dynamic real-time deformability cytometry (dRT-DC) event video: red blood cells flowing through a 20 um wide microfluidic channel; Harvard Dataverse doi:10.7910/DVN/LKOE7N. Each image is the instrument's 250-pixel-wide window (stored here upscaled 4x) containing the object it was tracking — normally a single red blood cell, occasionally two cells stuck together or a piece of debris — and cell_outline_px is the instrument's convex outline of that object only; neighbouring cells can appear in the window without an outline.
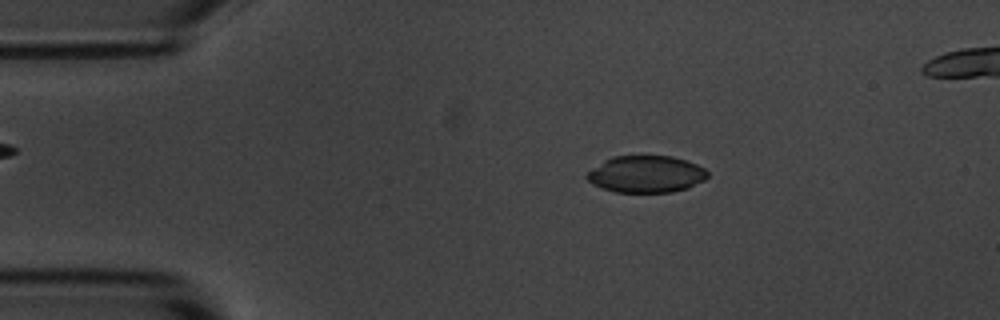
{"species": "common noctule bat (a hibernating species)", "species_latin": "Nyctalus noctula", "temperature_condition": "room temperature", "stored_images_in_passage": 6, "camera_frame_rate_fps": 3000, "um_per_image_px": 0.085, "animal": {"sex": "male", "body_mass_g": 20.1, "forearm_length_mm": 53.5}, "frame": {"image": 1, "passage_image": 2, "time_ms": 1.0, "image_size_px": [1000, 320], "cell_outline_px": [[708, 176], [704, 180], [688, 188], [672, 192], [616, 192], [600, 188], [592, 184], [584, 176], [592, 168], [604, 160], [612, 156], [672, 156], [696, 164], [704, 168], [708, 172]], "centroid_in_image_um": [54.89, 14.81], "position_along_channel_um": 30.1, "area_um2": 26.01}}
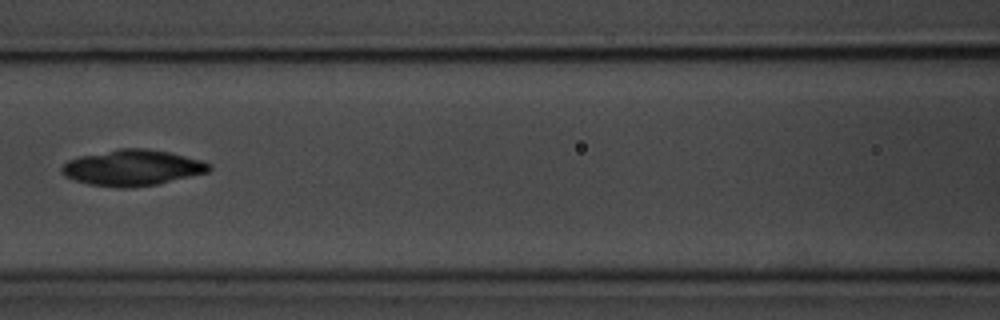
{"frame": {"image": 2, "passage_image": 6, "time_ms": 5.667, "image_size_px": [1000, 320], "cell_outline_px": [[212, 168], [208, 172], [160, 184], [128, 188], [120, 188], [88, 184], [72, 180], [64, 176], [60, 168], [68, 160], [80, 156], [120, 148], [144, 148], [168, 152], [200, 160], [212, 164]], "centroid_in_image_um": [11.25, 14.27], "position_along_channel_um": 155.4, "area_um2": 30.92}}